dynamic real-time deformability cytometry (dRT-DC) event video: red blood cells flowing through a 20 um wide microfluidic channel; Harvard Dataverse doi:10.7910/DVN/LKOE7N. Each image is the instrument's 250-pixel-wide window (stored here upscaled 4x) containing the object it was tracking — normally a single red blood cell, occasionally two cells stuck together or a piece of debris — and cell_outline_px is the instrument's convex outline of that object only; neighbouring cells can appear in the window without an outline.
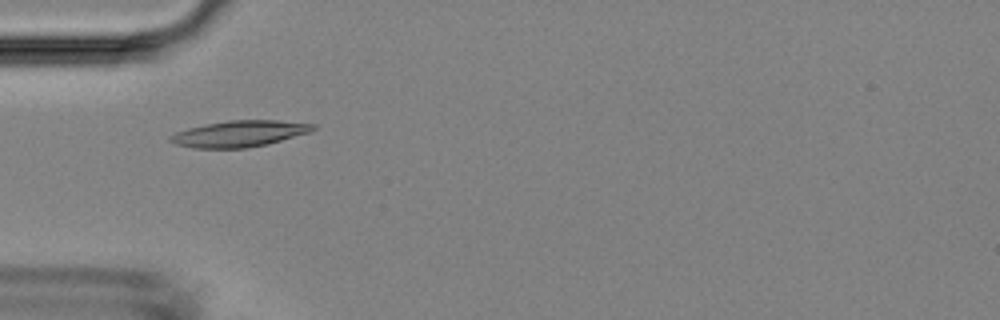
{"species": "Egyptian fruit bat (a non-hibernating species)", "species_latin": "Rousettus aegyptiacus", "temperature_condition": "room temperature", "stored_images_in_passage": 5, "camera_frame_rate_fps": 3000, "um_per_image_px": 0.085, "animal": {"sex": "female"}, "frame": {"image": 1, "passage_image": 3, "time_ms": 4.0, "image_size_px": [1000, 320], "cell_outline_px": [[316, 128], [312, 132], [268, 144], [248, 148], [192, 148], [176, 144], [168, 140], [168, 136], [176, 132], [188, 128], [204, 124], [228, 120], [276, 120], [316, 124]], "centroid_in_image_um": [20.36, 11.36], "position_along_channel_um": 64.6, "area_um2": 22.08}}